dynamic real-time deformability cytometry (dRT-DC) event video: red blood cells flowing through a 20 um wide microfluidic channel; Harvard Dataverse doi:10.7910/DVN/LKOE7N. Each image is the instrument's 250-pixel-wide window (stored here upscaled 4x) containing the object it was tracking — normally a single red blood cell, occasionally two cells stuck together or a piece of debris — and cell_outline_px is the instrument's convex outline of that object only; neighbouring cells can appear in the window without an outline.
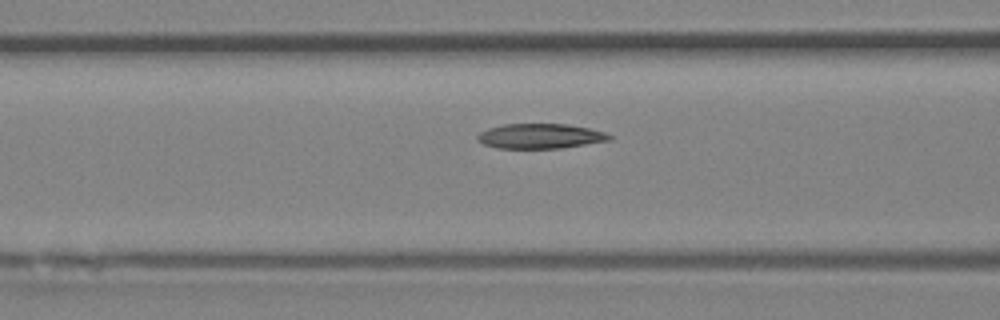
{"species": "Egyptian fruit bat (a non-hibernating species)", "species_latin": "Rousettus aegyptiacus", "temperature_condition": "room temperature", "stored_images_in_passage": 14, "camera_frame_rate_fps": 3000, "um_per_image_px": 0.085, "animal": {"sex": "female"}, "frame": {"image": 1, "passage_image": 12, "time_ms": 3.667, "image_size_px": [1000, 320], "cell_outline_px": [[612, 140], [560, 148], [496, 148], [484, 144], [476, 140], [476, 136], [480, 132], [488, 128], [504, 124], [568, 124], [588, 128], [604, 132], [612, 136]], "centroid_in_image_um": [45.9, 11.57], "position_along_channel_um": 120.7, "area_um2": 19.13}}